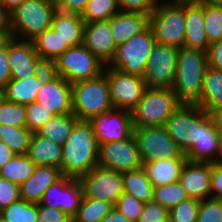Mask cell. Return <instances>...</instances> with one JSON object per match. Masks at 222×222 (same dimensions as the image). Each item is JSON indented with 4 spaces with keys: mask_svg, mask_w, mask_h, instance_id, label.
Returning a JSON list of instances; mask_svg holds the SVG:
<instances>
[{
    "mask_svg": "<svg viewBox=\"0 0 222 222\" xmlns=\"http://www.w3.org/2000/svg\"><path fill=\"white\" fill-rule=\"evenodd\" d=\"M98 166V143L89 120H77L62 145L61 174L74 179Z\"/></svg>",
    "mask_w": 222,
    "mask_h": 222,
    "instance_id": "obj_1",
    "label": "cell"
},
{
    "mask_svg": "<svg viewBox=\"0 0 222 222\" xmlns=\"http://www.w3.org/2000/svg\"><path fill=\"white\" fill-rule=\"evenodd\" d=\"M207 67V51L184 46L178 49L172 90L182 104H195L200 99Z\"/></svg>",
    "mask_w": 222,
    "mask_h": 222,
    "instance_id": "obj_2",
    "label": "cell"
},
{
    "mask_svg": "<svg viewBox=\"0 0 222 222\" xmlns=\"http://www.w3.org/2000/svg\"><path fill=\"white\" fill-rule=\"evenodd\" d=\"M57 10L53 0H25L10 12L12 38L32 41L51 28Z\"/></svg>",
    "mask_w": 222,
    "mask_h": 222,
    "instance_id": "obj_3",
    "label": "cell"
},
{
    "mask_svg": "<svg viewBox=\"0 0 222 222\" xmlns=\"http://www.w3.org/2000/svg\"><path fill=\"white\" fill-rule=\"evenodd\" d=\"M182 103L170 88H146L130 111L133 128L164 127L167 119Z\"/></svg>",
    "mask_w": 222,
    "mask_h": 222,
    "instance_id": "obj_4",
    "label": "cell"
},
{
    "mask_svg": "<svg viewBox=\"0 0 222 222\" xmlns=\"http://www.w3.org/2000/svg\"><path fill=\"white\" fill-rule=\"evenodd\" d=\"M159 0L149 16L156 43L175 48L184 46L185 42V0Z\"/></svg>",
    "mask_w": 222,
    "mask_h": 222,
    "instance_id": "obj_5",
    "label": "cell"
},
{
    "mask_svg": "<svg viewBox=\"0 0 222 222\" xmlns=\"http://www.w3.org/2000/svg\"><path fill=\"white\" fill-rule=\"evenodd\" d=\"M72 86V114L79 120L92 117L113 108L106 74L77 82Z\"/></svg>",
    "mask_w": 222,
    "mask_h": 222,
    "instance_id": "obj_6",
    "label": "cell"
},
{
    "mask_svg": "<svg viewBox=\"0 0 222 222\" xmlns=\"http://www.w3.org/2000/svg\"><path fill=\"white\" fill-rule=\"evenodd\" d=\"M156 40L150 27L116 47L114 58L107 67L143 77Z\"/></svg>",
    "mask_w": 222,
    "mask_h": 222,
    "instance_id": "obj_7",
    "label": "cell"
},
{
    "mask_svg": "<svg viewBox=\"0 0 222 222\" xmlns=\"http://www.w3.org/2000/svg\"><path fill=\"white\" fill-rule=\"evenodd\" d=\"M58 75L70 84L97 78L105 65L83 44L69 47L56 60Z\"/></svg>",
    "mask_w": 222,
    "mask_h": 222,
    "instance_id": "obj_8",
    "label": "cell"
},
{
    "mask_svg": "<svg viewBox=\"0 0 222 222\" xmlns=\"http://www.w3.org/2000/svg\"><path fill=\"white\" fill-rule=\"evenodd\" d=\"M133 135L143 163L160 158H186L165 127L133 128Z\"/></svg>",
    "mask_w": 222,
    "mask_h": 222,
    "instance_id": "obj_9",
    "label": "cell"
},
{
    "mask_svg": "<svg viewBox=\"0 0 222 222\" xmlns=\"http://www.w3.org/2000/svg\"><path fill=\"white\" fill-rule=\"evenodd\" d=\"M112 106L131 111L142 98L146 83L141 76L124 73L115 68H104Z\"/></svg>",
    "mask_w": 222,
    "mask_h": 222,
    "instance_id": "obj_10",
    "label": "cell"
},
{
    "mask_svg": "<svg viewBox=\"0 0 222 222\" xmlns=\"http://www.w3.org/2000/svg\"><path fill=\"white\" fill-rule=\"evenodd\" d=\"M178 48L156 43L152 48L143 79L148 88H173Z\"/></svg>",
    "mask_w": 222,
    "mask_h": 222,
    "instance_id": "obj_11",
    "label": "cell"
},
{
    "mask_svg": "<svg viewBox=\"0 0 222 222\" xmlns=\"http://www.w3.org/2000/svg\"><path fill=\"white\" fill-rule=\"evenodd\" d=\"M98 166L120 173L142 168L143 162L134 135L125 141L99 144Z\"/></svg>",
    "mask_w": 222,
    "mask_h": 222,
    "instance_id": "obj_12",
    "label": "cell"
},
{
    "mask_svg": "<svg viewBox=\"0 0 222 222\" xmlns=\"http://www.w3.org/2000/svg\"><path fill=\"white\" fill-rule=\"evenodd\" d=\"M79 180L86 198L100 199L115 205L124 193L122 173L115 170L96 166Z\"/></svg>",
    "mask_w": 222,
    "mask_h": 222,
    "instance_id": "obj_13",
    "label": "cell"
},
{
    "mask_svg": "<svg viewBox=\"0 0 222 222\" xmlns=\"http://www.w3.org/2000/svg\"><path fill=\"white\" fill-rule=\"evenodd\" d=\"M164 127L185 153L200 136V107L195 104H181L167 119Z\"/></svg>",
    "mask_w": 222,
    "mask_h": 222,
    "instance_id": "obj_14",
    "label": "cell"
},
{
    "mask_svg": "<svg viewBox=\"0 0 222 222\" xmlns=\"http://www.w3.org/2000/svg\"><path fill=\"white\" fill-rule=\"evenodd\" d=\"M93 126L96 141L99 144L114 141H125L133 135L131 112L112 108L92 117L89 120Z\"/></svg>",
    "mask_w": 222,
    "mask_h": 222,
    "instance_id": "obj_15",
    "label": "cell"
},
{
    "mask_svg": "<svg viewBox=\"0 0 222 222\" xmlns=\"http://www.w3.org/2000/svg\"><path fill=\"white\" fill-rule=\"evenodd\" d=\"M83 196L80 180L63 175L51 184L37 205L61 210L73 218L77 214Z\"/></svg>",
    "mask_w": 222,
    "mask_h": 222,
    "instance_id": "obj_16",
    "label": "cell"
},
{
    "mask_svg": "<svg viewBox=\"0 0 222 222\" xmlns=\"http://www.w3.org/2000/svg\"><path fill=\"white\" fill-rule=\"evenodd\" d=\"M188 161L220 162V134L209 114L200 107V136L184 153Z\"/></svg>",
    "mask_w": 222,
    "mask_h": 222,
    "instance_id": "obj_17",
    "label": "cell"
},
{
    "mask_svg": "<svg viewBox=\"0 0 222 222\" xmlns=\"http://www.w3.org/2000/svg\"><path fill=\"white\" fill-rule=\"evenodd\" d=\"M83 45L105 66H108L114 58L116 51V45L111 33L110 19L85 22Z\"/></svg>",
    "mask_w": 222,
    "mask_h": 222,
    "instance_id": "obj_18",
    "label": "cell"
},
{
    "mask_svg": "<svg viewBox=\"0 0 222 222\" xmlns=\"http://www.w3.org/2000/svg\"><path fill=\"white\" fill-rule=\"evenodd\" d=\"M35 102L51 111L54 115L72 113V86L63 77L43 84Z\"/></svg>",
    "mask_w": 222,
    "mask_h": 222,
    "instance_id": "obj_19",
    "label": "cell"
},
{
    "mask_svg": "<svg viewBox=\"0 0 222 222\" xmlns=\"http://www.w3.org/2000/svg\"><path fill=\"white\" fill-rule=\"evenodd\" d=\"M7 56L11 79H27L34 76V68L40 57L32 41L7 39Z\"/></svg>",
    "mask_w": 222,
    "mask_h": 222,
    "instance_id": "obj_20",
    "label": "cell"
},
{
    "mask_svg": "<svg viewBox=\"0 0 222 222\" xmlns=\"http://www.w3.org/2000/svg\"><path fill=\"white\" fill-rule=\"evenodd\" d=\"M179 182L189 198L199 200L210 198L211 163L187 160L179 177Z\"/></svg>",
    "mask_w": 222,
    "mask_h": 222,
    "instance_id": "obj_21",
    "label": "cell"
},
{
    "mask_svg": "<svg viewBox=\"0 0 222 222\" xmlns=\"http://www.w3.org/2000/svg\"><path fill=\"white\" fill-rule=\"evenodd\" d=\"M184 47L207 51L209 41L205 32L203 0H185Z\"/></svg>",
    "mask_w": 222,
    "mask_h": 222,
    "instance_id": "obj_22",
    "label": "cell"
},
{
    "mask_svg": "<svg viewBox=\"0 0 222 222\" xmlns=\"http://www.w3.org/2000/svg\"><path fill=\"white\" fill-rule=\"evenodd\" d=\"M63 175L54 166H36L33 174L19 185L20 199L39 203L45 191Z\"/></svg>",
    "mask_w": 222,
    "mask_h": 222,
    "instance_id": "obj_23",
    "label": "cell"
},
{
    "mask_svg": "<svg viewBox=\"0 0 222 222\" xmlns=\"http://www.w3.org/2000/svg\"><path fill=\"white\" fill-rule=\"evenodd\" d=\"M110 25L117 47L145 31L149 27V15L119 11L110 18Z\"/></svg>",
    "mask_w": 222,
    "mask_h": 222,
    "instance_id": "obj_24",
    "label": "cell"
},
{
    "mask_svg": "<svg viewBox=\"0 0 222 222\" xmlns=\"http://www.w3.org/2000/svg\"><path fill=\"white\" fill-rule=\"evenodd\" d=\"M84 25L80 14L57 10L51 28L58 33L62 45L76 47L83 44Z\"/></svg>",
    "mask_w": 222,
    "mask_h": 222,
    "instance_id": "obj_25",
    "label": "cell"
},
{
    "mask_svg": "<svg viewBox=\"0 0 222 222\" xmlns=\"http://www.w3.org/2000/svg\"><path fill=\"white\" fill-rule=\"evenodd\" d=\"M27 156L36 166H54L60 169L62 145L35 132L31 136Z\"/></svg>",
    "mask_w": 222,
    "mask_h": 222,
    "instance_id": "obj_26",
    "label": "cell"
},
{
    "mask_svg": "<svg viewBox=\"0 0 222 222\" xmlns=\"http://www.w3.org/2000/svg\"><path fill=\"white\" fill-rule=\"evenodd\" d=\"M186 158H160L144 162L142 168L153 186H160L179 181Z\"/></svg>",
    "mask_w": 222,
    "mask_h": 222,
    "instance_id": "obj_27",
    "label": "cell"
},
{
    "mask_svg": "<svg viewBox=\"0 0 222 222\" xmlns=\"http://www.w3.org/2000/svg\"><path fill=\"white\" fill-rule=\"evenodd\" d=\"M208 114L222 107V71L208 66L203 79L200 99L195 103Z\"/></svg>",
    "mask_w": 222,
    "mask_h": 222,
    "instance_id": "obj_28",
    "label": "cell"
},
{
    "mask_svg": "<svg viewBox=\"0 0 222 222\" xmlns=\"http://www.w3.org/2000/svg\"><path fill=\"white\" fill-rule=\"evenodd\" d=\"M42 85L35 75L27 79H11L5 85L2 95L7 101L28 105L35 102Z\"/></svg>",
    "mask_w": 222,
    "mask_h": 222,
    "instance_id": "obj_29",
    "label": "cell"
},
{
    "mask_svg": "<svg viewBox=\"0 0 222 222\" xmlns=\"http://www.w3.org/2000/svg\"><path fill=\"white\" fill-rule=\"evenodd\" d=\"M124 192L144 203L153 201L154 186L143 168L122 173Z\"/></svg>",
    "mask_w": 222,
    "mask_h": 222,
    "instance_id": "obj_30",
    "label": "cell"
},
{
    "mask_svg": "<svg viewBox=\"0 0 222 222\" xmlns=\"http://www.w3.org/2000/svg\"><path fill=\"white\" fill-rule=\"evenodd\" d=\"M78 119L71 114L54 115L47 121L37 133L45 138L63 145L71 134V131Z\"/></svg>",
    "mask_w": 222,
    "mask_h": 222,
    "instance_id": "obj_31",
    "label": "cell"
},
{
    "mask_svg": "<svg viewBox=\"0 0 222 222\" xmlns=\"http://www.w3.org/2000/svg\"><path fill=\"white\" fill-rule=\"evenodd\" d=\"M35 167L36 165L29 159L27 154H15L0 169V178L20 185L33 174Z\"/></svg>",
    "mask_w": 222,
    "mask_h": 222,
    "instance_id": "obj_32",
    "label": "cell"
},
{
    "mask_svg": "<svg viewBox=\"0 0 222 222\" xmlns=\"http://www.w3.org/2000/svg\"><path fill=\"white\" fill-rule=\"evenodd\" d=\"M32 43L41 58L52 60H56L69 48L68 45H62L61 38L52 28L35 37Z\"/></svg>",
    "mask_w": 222,
    "mask_h": 222,
    "instance_id": "obj_33",
    "label": "cell"
},
{
    "mask_svg": "<svg viewBox=\"0 0 222 222\" xmlns=\"http://www.w3.org/2000/svg\"><path fill=\"white\" fill-rule=\"evenodd\" d=\"M111 202L100 199H90L83 196L77 214L72 218L73 222H100L114 209Z\"/></svg>",
    "mask_w": 222,
    "mask_h": 222,
    "instance_id": "obj_34",
    "label": "cell"
},
{
    "mask_svg": "<svg viewBox=\"0 0 222 222\" xmlns=\"http://www.w3.org/2000/svg\"><path fill=\"white\" fill-rule=\"evenodd\" d=\"M32 134L27 127L0 125V140L15 154H27Z\"/></svg>",
    "mask_w": 222,
    "mask_h": 222,
    "instance_id": "obj_35",
    "label": "cell"
},
{
    "mask_svg": "<svg viewBox=\"0 0 222 222\" xmlns=\"http://www.w3.org/2000/svg\"><path fill=\"white\" fill-rule=\"evenodd\" d=\"M0 217L7 222H38V205L19 199L2 209Z\"/></svg>",
    "mask_w": 222,
    "mask_h": 222,
    "instance_id": "obj_36",
    "label": "cell"
},
{
    "mask_svg": "<svg viewBox=\"0 0 222 222\" xmlns=\"http://www.w3.org/2000/svg\"><path fill=\"white\" fill-rule=\"evenodd\" d=\"M189 198L180 182L154 186L153 201L171 210L181 201Z\"/></svg>",
    "mask_w": 222,
    "mask_h": 222,
    "instance_id": "obj_37",
    "label": "cell"
},
{
    "mask_svg": "<svg viewBox=\"0 0 222 222\" xmlns=\"http://www.w3.org/2000/svg\"><path fill=\"white\" fill-rule=\"evenodd\" d=\"M205 32L209 44L222 39V5L203 1Z\"/></svg>",
    "mask_w": 222,
    "mask_h": 222,
    "instance_id": "obj_38",
    "label": "cell"
},
{
    "mask_svg": "<svg viewBox=\"0 0 222 222\" xmlns=\"http://www.w3.org/2000/svg\"><path fill=\"white\" fill-rule=\"evenodd\" d=\"M118 12L116 0H89L81 17L85 22L105 21Z\"/></svg>",
    "mask_w": 222,
    "mask_h": 222,
    "instance_id": "obj_39",
    "label": "cell"
},
{
    "mask_svg": "<svg viewBox=\"0 0 222 222\" xmlns=\"http://www.w3.org/2000/svg\"><path fill=\"white\" fill-rule=\"evenodd\" d=\"M0 125L26 127L25 105L0 100Z\"/></svg>",
    "mask_w": 222,
    "mask_h": 222,
    "instance_id": "obj_40",
    "label": "cell"
},
{
    "mask_svg": "<svg viewBox=\"0 0 222 222\" xmlns=\"http://www.w3.org/2000/svg\"><path fill=\"white\" fill-rule=\"evenodd\" d=\"M200 201L196 198L181 201L169 210V222H196Z\"/></svg>",
    "mask_w": 222,
    "mask_h": 222,
    "instance_id": "obj_41",
    "label": "cell"
},
{
    "mask_svg": "<svg viewBox=\"0 0 222 222\" xmlns=\"http://www.w3.org/2000/svg\"><path fill=\"white\" fill-rule=\"evenodd\" d=\"M26 110V127L32 132H37L41 126L51 120L54 114L46 110L37 102L25 105Z\"/></svg>",
    "mask_w": 222,
    "mask_h": 222,
    "instance_id": "obj_42",
    "label": "cell"
},
{
    "mask_svg": "<svg viewBox=\"0 0 222 222\" xmlns=\"http://www.w3.org/2000/svg\"><path fill=\"white\" fill-rule=\"evenodd\" d=\"M144 204V202L139 201L133 195L124 192L115 204V208L130 221L137 222Z\"/></svg>",
    "mask_w": 222,
    "mask_h": 222,
    "instance_id": "obj_43",
    "label": "cell"
},
{
    "mask_svg": "<svg viewBox=\"0 0 222 222\" xmlns=\"http://www.w3.org/2000/svg\"><path fill=\"white\" fill-rule=\"evenodd\" d=\"M196 222H222V200L214 198L201 200Z\"/></svg>",
    "mask_w": 222,
    "mask_h": 222,
    "instance_id": "obj_44",
    "label": "cell"
},
{
    "mask_svg": "<svg viewBox=\"0 0 222 222\" xmlns=\"http://www.w3.org/2000/svg\"><path fill=\"white\" fill-rule=\"evenodd\" d=\"M137 222H169V210L154 201L147 202Z\"/></svg>",
    "mask_w": 222,
    "mask_h": 222,
    "instance_id": "obj_45",
    "label": "cell"
},
{
    "mask_svg": "<svg viewBox=\"0 0 222 222\" xmlns=\"http://www.w3.org/2000/svg\"><path fill=\"white\" fill-rule=\"evenodd\" d=\"M159 0H116L119 11L149 15L154 11Z\"/></svg>",
    "mask_w": 222,
    "mask_h": 222,
    "instance_id": "obj_46",
    "label": "cell"
},
{
    "mask_svg": "<svg viewBox=\"0 0 222 222\" xmlns=\"http://www.w3.org/2000/svg\"><path fill=\"white\" fill-rule=\"evenodd\" d=\"M34 75L42 84L55 80L59 76L55 60L39 57L34 68Z\"/></svg>",
    "mask_w": 222,
    "mask_h": 222,
    "instance_id": "obj_47",
    "label": "cell"
},
{
    "mask_svg": "<svg viewBox=\"0 0 222 222\" xmlns=\"http://www.w3.org/2000/svg\"><path fill=\"white\" fill-rule=\"evenodd\" d=\"M19 199V185L0 178V211Z\"/></svg>",
    "mask_w": 222,
    "mask_h": 222,
    "instance_id": "obj_48",
    "label": "cell"
},
{
    "mask_svg": "<svg viewBox=\"0 0 222 222\" xmlns=\"http://www.w3.org/2000/svg\"><path fill=\"white\" fill-rule=\"evenodd\" d=\"M66 213L61 210L38 205V222H71Z\"/></svg>",
    "mask_w": 222,
    "mask_h": 222,
    "instance_id": "obj_49",
    "label": "cell"
},
{
    "mask_svg": "<svg viewBox=\"0 0 222 222\" xmlns=\"http://www.w3.org/2000/svg\"><path fill=\"white\" fill-rule=\"evenodd\" d=\"M210 198L222 200V162L211 163Z\"/></svg>",
    "mask_w": 222,
    "mask_h": 222,
    "instance_id": "obj_50",
    "label": "cell"
},
{
    "mask_svg": "<svg viewBox=\"0 0 222 222\" xmlns=\"http://www.w3.org/2000/svg\"><path fill=\"white\" fill-rule=\"evenodd\" d=\"M11 80L10 65L7 56V39L0 42V90Z\"/></svg>",
    "mask_w": 222,
    "mask_h": 222,
    "instance_id": "obj_51",
    "label": "cell"
},
{
    "mask_svg": "<svg viewBox=\"0 0 222 222\" xmlns=\"http://www.w3.org/2000/svg\"><path fill=\"white\" fill-rule=\"evenodd\" d=\"M62 12L82 14L89 0H53Z\"/></svg>",
    "mask_w": 222,
    "mask_h": 222,
    "instance_id": "obj_52",
    "label": "cell"
},
{
    "mask_svg": "<svg viewBox=\"0 0 222 222\" xmlns=\"http://www.w3.org/2000/svg\"><path fill=\"white\" fill-rule=\"evenodd\" d=\"M207 57L208 66L222 71V39L209 45Z\"/></svg>",
    "mask_w": 222,
    "mask_h": 222,
    "instance_id": "obj_53",
    "label": "cell"
},
{
    "mask_svg": "<svg viewBox=\"0 0 222 222\" xmlns=\"http://www.w3.org/2000/svg\"><path fill=\"white\" fill-rule=\"evenodd\" d=\"M0 37L3 40L12 38L10 28V13L0 3Z\"/></svg>",
    "mask_w": 222,
    "mask_h": 222,
    "instance_id": "obj_54",
    "label": "cell"
},
{
    "mask_svg": "<svg viewBox=\"0 0 222 222\" xmlns=\"http://www.w3.org/2000/svg\"><path fill=\"white\" fill-rule=\"evenodd\" d=\"M15 153L0 140V169L12 159Z\"/></svg>",
    "mask_w": 222,
    "mask_h": 222,
    "instance_id": "obj_55",
    "label": "cell"
},
{
    "mask_svg": "<svg viewBox=\"0 0 222 222\" xmlns=\"http://www.w3.org/2000/svg\"><path fill=\"white\" fill-rule=\"evenodd\" d=\"M100 222H132L127 219L121 212H119L115 207L108 213Z\"/></svg>",
    "mask_w": 222,
    "mask_h": 222,
    "instance_id": "obj_56",
    "label": "cell"
},
{
    "mask_svg": "<svg viewBox=\"0 0 222 222\" xmlns=\"http://www.w3.org/2000/svg\"><path fill=\"white\" fill-rule=\"evenodd\" d=\"M209 116L214 124L215 129L222 134V107L212 110Z\"/></svg>",
    "mask_w": 222,
    "mask_h": 222,
    "instance_id": "obj_57",
    "label": "cell"
},
{
    "mask_svg": "<svg viewBox=\"0 0 222 222\" xmlns=\"http://www.w3.org/2000/svg\"><path fill=\"white\" fill-rule=\"evenodd\" d=\"M24 1L25 0H0V3L10 13Z\"/></svg>",
    "mask_w": 222,
    "mask_h": 222,
    "instance_id": "obj_58",
    "label": "cell"
},
{
    "mask_svg": "<svg viewBox=\"0 0 222 222\" xmlns=\"http://www.w3.org/2000/svg\"><path fill=\"white\" fill-rule=\"evenodd\" d=\"M207 3H210V4H220L222 5V0H203Z\"/></svg>",
    "mask_w": 222,
    "mask_h": 222,
    "instance_id": "obj_59",
    "label": "cell"
},
{
    "mask_svg": "<svg viewBox=\"0 0 222 222\" xmlns=\"http://www.w3.org/2000/svg\"><path fill=\"white\" fill-rule=\"evenodd\" d=\"M220 162H222V134H220Z\"/></svg>",
    "mask_w": 222,
    "mask_h": 222,
    "instance_id": "obj_60",
    "label": "cell"
},
{
    "mask_svg": "<svg viewBox=\"0 0 222 222\" xmlns=\"http://www.w3.org/2000/svg\"><path fill=\"white\" fill-rule=\"evenodd\" d=\"M3 98L2 90H0V100Z\"/></svg>",
    "mask_w": 222,
    "mask_h": 222,
    "instance_id": "obj_61",
    "label": "cell"
},
{
    "mask_svg": "<svg viewBox=\"0 0 222 222\" xmlns=\"http://www.w3.org/2000/svg\"><path fill=\"white\" fill-rule=\"evenodd\" d=\"M0 222H7L3 218L0 217Z\"/></svg>",
    "mask_w": 222,
    "mask_h": 222,
    "instance_id": "obj_62",
    "label": "cell"
}]
</instances>
